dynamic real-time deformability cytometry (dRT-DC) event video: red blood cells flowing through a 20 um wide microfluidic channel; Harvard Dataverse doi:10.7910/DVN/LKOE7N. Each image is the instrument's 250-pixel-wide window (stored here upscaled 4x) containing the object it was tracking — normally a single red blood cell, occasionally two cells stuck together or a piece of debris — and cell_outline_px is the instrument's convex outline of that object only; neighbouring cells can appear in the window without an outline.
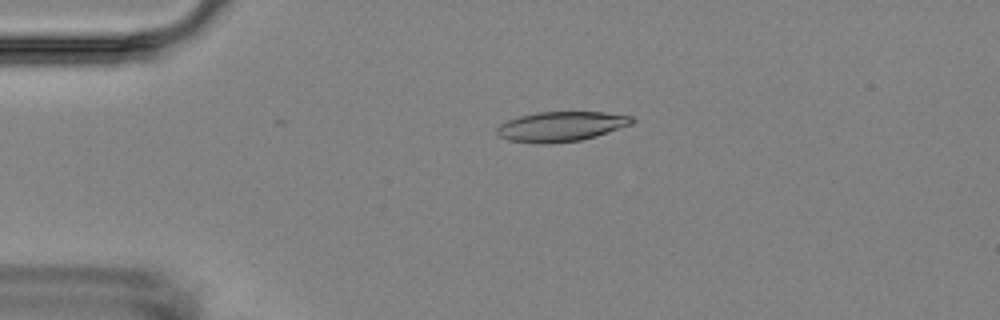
{"species": "Egyptian fruit bat (a non-hibernating species)", "species_latin": "Rousettus aegyptiacus", "temperature_condition": "room temperature", "stored_images_in_passage": 6, "camera_frame_rate_fps": 3000, "um_per_image_px": 0.085, "animal": {"sex": "female"}, "frame": {"image": 1, "passage_image": 4, "time_ms": 3.667, "image_size_px": [1000, 320], "cell_outline_px": [[636, 120], [632, 124], [596, 136], [580, 140], [508, 140], [496, 136], [496, 128], [500, 124], [508, 120], [520, 116], [536, 112], [604, 112], [632, 116]], "centroid_in_image_um": [47.74, 10.69], "position_along_channel_um": 37.3, "area_um2": 22.48}}